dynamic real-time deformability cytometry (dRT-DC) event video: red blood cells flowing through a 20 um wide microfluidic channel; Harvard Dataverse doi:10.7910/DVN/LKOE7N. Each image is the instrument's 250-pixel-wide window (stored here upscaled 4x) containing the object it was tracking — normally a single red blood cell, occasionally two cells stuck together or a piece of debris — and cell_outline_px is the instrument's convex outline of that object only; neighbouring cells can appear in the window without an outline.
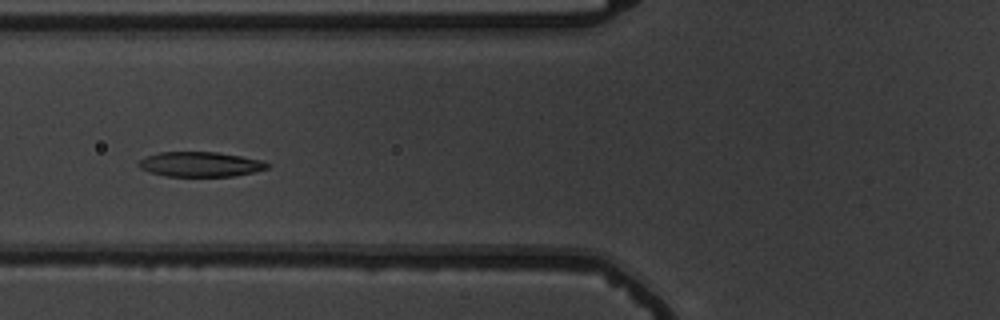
{"species": "common noctule bat (a hibernating species)", "species_latin": "Nyctalus noctula", "temperature_condition": "warm", "stored_images_in_passage": 9, "camera_frame_rate_fps": 3000, "um_per_image_px": 0.085, "animal": {"sex": "male", "body_mass_g": 19.5, "forearm_length_mm": 54.6}, "frame": {"image": 1, "passage_image": 4, "time_ms": 3.333, "image_size_px": [1000, 320], "cell_outline_px": [[272, 164], [268, 168], [252, 172], [232, 176], [164, 176], [140, 168], [136, 164], [140, 160], [148, 156], [160, 152], [216, 152], [264, 160]], "centroid_in_image_um": [17.06, 13.96], "position_along_channel_um": 108.7, "area_um2": 18.55}}
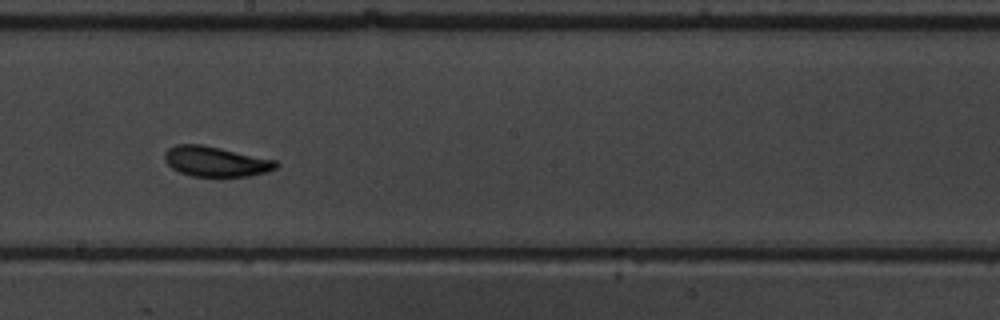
{"frame": {"image": 2, "passage_image": 7, "time_ms": 6.667, "image_size_px": [1000, 320], "cell_outline_px": [[280, 164], [276, 168], [268, 172], [248, 176], [192, 176], [180, 172], [172, 168], [164, 160], [164, 152], [168, 148], [176, 144], [204, 144], [276, 160]], "centroid_in_image_um": [18.34, 13.71], "position_along_channel_um": 229.9, "area_um2": 19.71}}
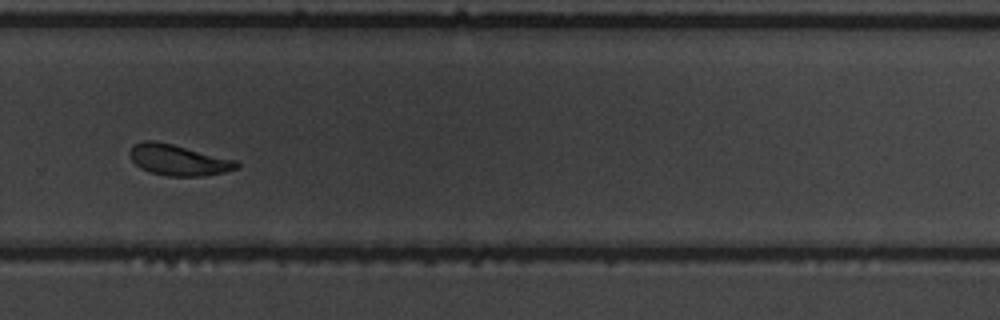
{"frame": {"image": 3, "passage_image": 9, "time_ms": 9.0, "image_size_px": [1000, 320], "cell_outline_px": [[240, 168], [224, 172], [200, 176], [168, 176], [148, 172], [140, 168], [132, 160], [128, 152], [132, 144], [144, 140], [156, 140], [236, 160], [240, 164]], "centroid_in_image_um": [15.12, 13.59], "position_along_channel_um": 314.7, "area_um2": 19.36}}